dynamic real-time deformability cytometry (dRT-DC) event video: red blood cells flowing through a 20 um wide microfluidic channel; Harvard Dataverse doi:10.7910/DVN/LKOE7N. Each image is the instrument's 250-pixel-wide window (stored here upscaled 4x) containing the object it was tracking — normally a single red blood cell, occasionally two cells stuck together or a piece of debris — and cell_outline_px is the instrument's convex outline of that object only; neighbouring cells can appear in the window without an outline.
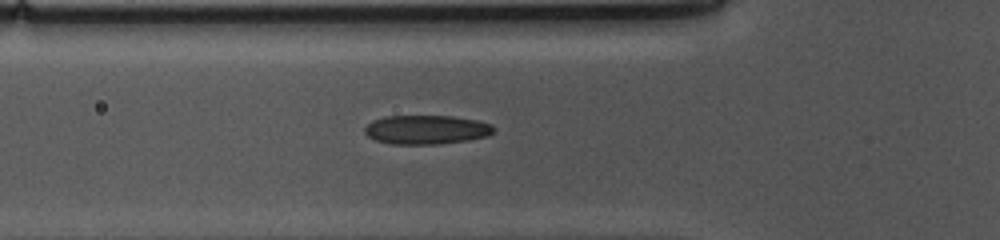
{"species": "common noctule bat (a hibernating species)", "species_latin": "Nyctalus noctula", "temperature_condition": "cold", "stored_images_in_passage": 38, "camera_frame_rate_fps": 3000, "um_per_image_px": 0.085, "animal": {"sex": "female", "body_mass_g": 10.0, "forearm_length_mm": 53.1}, "frame": {"image": 1, "passage_image": 7, "time_ms": 2.0, "image_size_px": [1000, 240], "cell_outline_px": [[496, 128], [488, 136], [468, 140], [440, 144], [392, 144], [376, 140], [368, 136], [364, 132], [364, 128], [372, 120], [384, 116], [452, 116], [480, 120], [492, 124]], "centroid_in_image_um": [36.27, 11.01], "position_along_channel_um": 89.5, "area_um2": 22.02}}
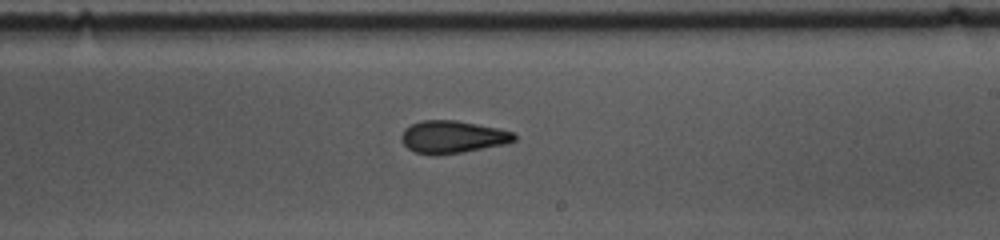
{"frame": {"image": 2, "passage_image": 20, "time_ms": 6.333, "image_size_px": [1000, 240], "cell_outline_px": [[516, 140], [504, 144], [460, 152], [416, 152], [408, 148], [400, 140], [400, 136], [404, 128], [420, 120], [456, 120], [496, 128], [512, 132], [516, 136]], "centroid_in_image_um": [38.44, 11.59], "position_along_channel_um": 250.6, "area_um2": 20.58}}
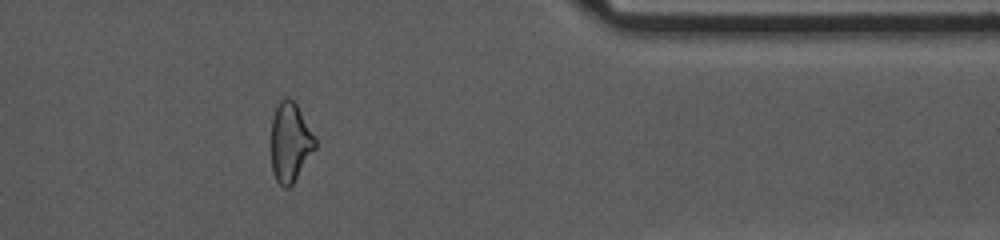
{"frame": {"image": 3, "passage_image": 33, "time_ms": 10.667, "image_size_px": [1000, 240], "cell_outline_px": [[316, 148], [292, 184], [288, 188], [284, 188], [276, 180], [272, 172], [272, 116], [280, 100], [284, 96], [292, 100], [296, 104], [316, 136]], "centroid_in_image_um": [24.68, 12.08], "position_along_channel_um": 386.7, "area_um2": 20.29}, "authors_computed_cell_mechanics": {"area_um2": 21.2415, "velocity_mm_per_s": 3.6932, "shape_relaxation_time_tau1_ms": 6.3966, "shape_relaxation_time_tau2_ms": 3.1148, "deformation_change_tau1": 0.1396, "deformation_change_tau2": 0.0945}}